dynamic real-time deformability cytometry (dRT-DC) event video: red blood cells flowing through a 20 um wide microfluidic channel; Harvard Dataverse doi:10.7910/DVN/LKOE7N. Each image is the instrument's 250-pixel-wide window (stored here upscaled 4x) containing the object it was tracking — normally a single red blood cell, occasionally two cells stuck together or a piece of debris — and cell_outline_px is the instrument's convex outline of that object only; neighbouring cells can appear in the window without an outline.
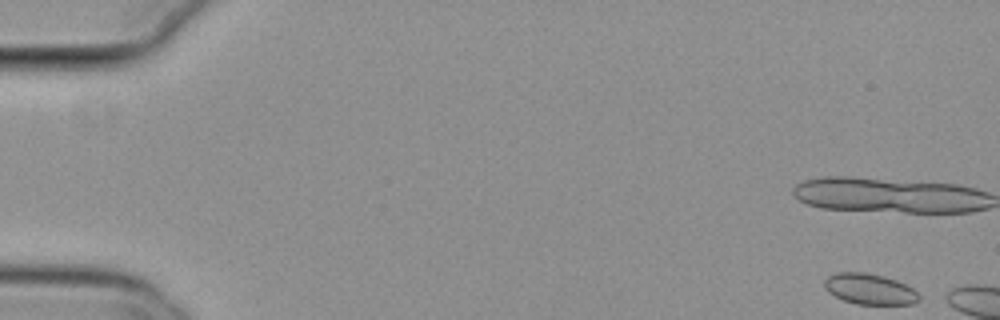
{"species": "common noctule bat (a hibernating species)", "species_latin": "Nyctalus noctula", "temperature_condition": "cold", "stored_images_in_passage": 4, "camera_frame_rate_fps": 3000, "um_per_image_px": 0.085, "animal": {"sex": "female", "body_mass_g": 29.2, "forearm_length_mm": 56.3}, "frame": {"image": 1, "passage_image": 1, "time_ms": 0.0, "image_size_px": [1000, 320], "cell_outline_px": [[920, 300], [912, 304], [856, 304], [844, 300], [828, 292], [824, 288], [824, 280], [828, 276], [836, 272], [864, 272], [884, 276], [896, 280], [912, 288], [920, 296]], "centroid_in_image_um": [73.9, 24.56], "position_along_channel_um": 11.1, "area_um2": 16.94}}